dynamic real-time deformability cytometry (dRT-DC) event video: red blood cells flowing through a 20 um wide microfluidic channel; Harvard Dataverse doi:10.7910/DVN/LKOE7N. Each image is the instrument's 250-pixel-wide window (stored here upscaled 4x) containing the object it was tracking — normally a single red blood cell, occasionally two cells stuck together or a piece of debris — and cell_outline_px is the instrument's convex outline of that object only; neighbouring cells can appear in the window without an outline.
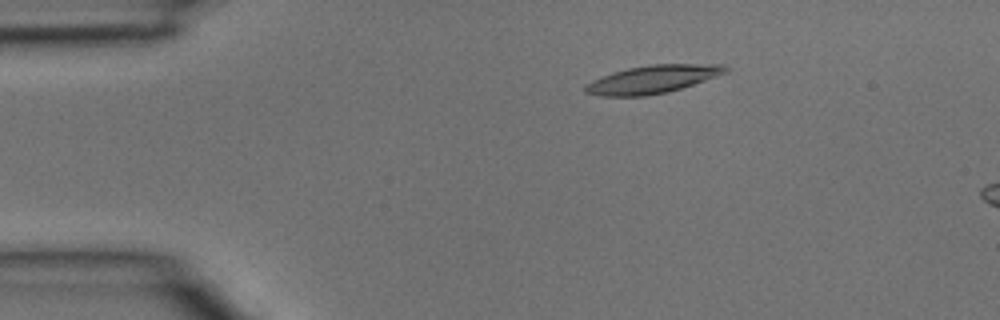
{"species": "common noctule bat (a hibernating species)", "species_latin": "Nyctalus noctula", "temperature_condition": "room temperature", "stored_images_in_passage": 3, "camera_frame_rate_fps": 3000, "um_per_image_px": 0.085, "animal": {"sex": "male", "body_mass_g": 15.6}, "frame": {"image": 1, "passage_image": 3, "time_ms": 0.667, "image_size_px": [1000, 320], "cell_outline_px": [[728, 72], [668, 92], [644, 96], [600, 96], [584, 92], [584, 84], [592, 80], [612, 72], [628, 68], [652, 64], [724, 64], [728, 68]], "centroid_in_image_um": [55.43, 6.74], "position_along_channel_um": 29.6, "area_um2": 22.77}}